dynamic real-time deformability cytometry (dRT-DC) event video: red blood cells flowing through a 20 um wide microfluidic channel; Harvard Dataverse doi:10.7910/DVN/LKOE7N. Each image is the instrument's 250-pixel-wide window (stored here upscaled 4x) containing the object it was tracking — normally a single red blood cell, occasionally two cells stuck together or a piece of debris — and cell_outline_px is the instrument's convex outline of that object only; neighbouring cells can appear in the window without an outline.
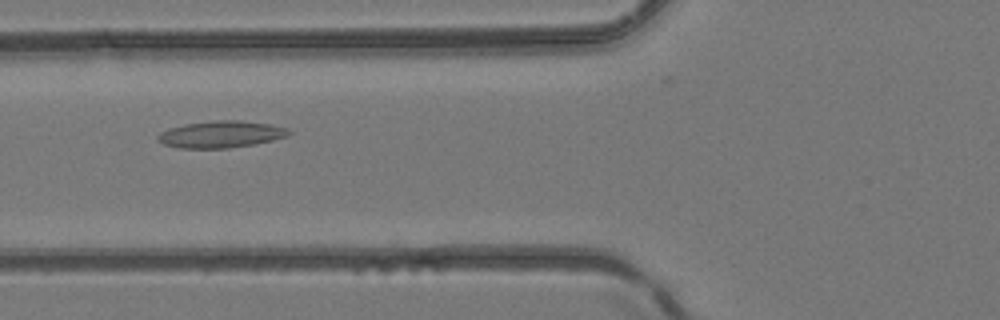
{"species": "common noctule bat (a hibernating species)", "species_latin": "Nyctalus noctula", "temperature_condition": "room temperature", "stored_images_in_passage": 35, "camera_frame_rate_fps": 3000, "um_per_image_px": 0.085, "animal": {"sex": "female", "body_mass_g": 24.6, "forearm_length_mm": 56.2}, "frame": {"image": 1, "passage_image": 6, "time_ms": 1.667, "image_size_px": [1000, 320], "cell_outline_px": [[292, 132], [288, 136], [272, 140], [252, 144], [228, 148], [180, 148], [164, 144], [156, 140], [156, 136], [160, 132], [168, 128], [184, 124], [216, 120], [240, 120], [268, 124], [288, 128]], "centroid_in_image_um": [18.75, 11.41], "position_along_channel_um": 107.1, "area_um2": 20.46}}
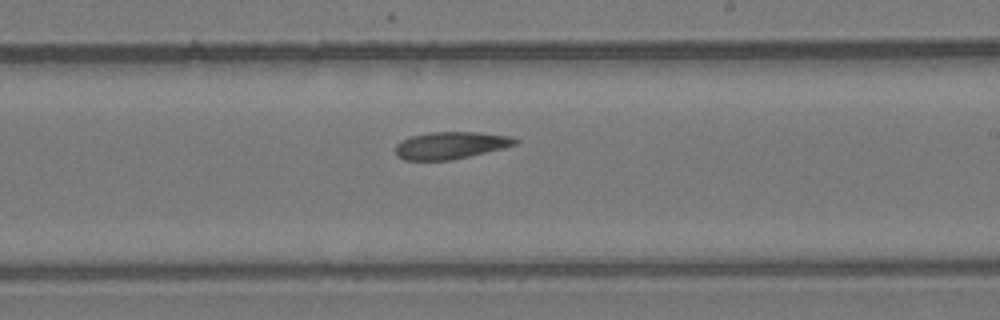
{"frame": {"image": 2, "passage_image": 16, "time_ms": 5.0, "image_size_px": [1000, 320], "cell_outline_px": [[520, 140], [516, 144], [504, 148], [452, 160], [404, 160], [396, 156], [396, 144], [400, 140], [408, 136], [432, 132], [476, 132], [512, 136]], "centroid_in_image_um": [38.29, 12.35], "position_along_channel_um": 250.7, "area_um2": 19.13}}
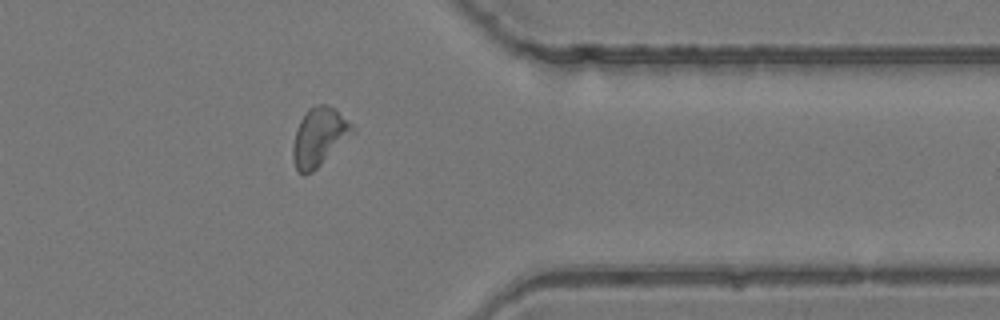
{"frame": {"image": 3, "passage_image": 26, "time_ms": 8.333, "image_size_px": [1000, 320], "cell_outline_px": [[356, 132], [312, 172], [304, 176], [296, 168], [292, 160], [292, 144], [296, 128], [300, 120], [308, 108], [320, 104], [324, 104], [332, 108], [348, 120], [356, 128]], "centroid_in_image_um": [27.12, 11.66], "position_along_channel_um": 384.3, "area_um2": 20.29}}